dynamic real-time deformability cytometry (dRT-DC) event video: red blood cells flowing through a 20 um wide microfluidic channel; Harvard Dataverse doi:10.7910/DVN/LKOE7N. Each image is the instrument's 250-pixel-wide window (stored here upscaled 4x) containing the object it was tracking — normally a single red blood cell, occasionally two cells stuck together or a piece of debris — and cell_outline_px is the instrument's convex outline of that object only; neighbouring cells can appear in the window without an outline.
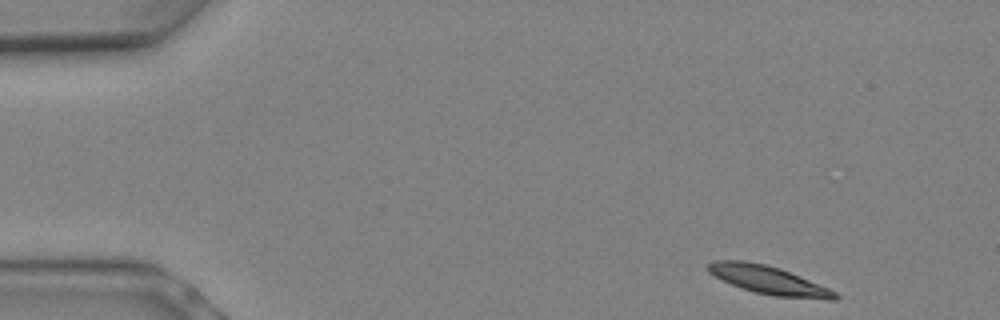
{"species": "Egyptian fruit bat (a non-hibernating species)", "species_latin": "Rousettus aegyptiacus", "temperature_condition": "warm", "stored_images_in_passage": 8, "camera_frame_rate_fps": 3000, "um_per_image_px": 0.085, "animal": {"sex": "female"}, "frame": {"image": 1, "passage_image": 1, "time_ms": 0.0, "image_size_px": [1000, 320], "cell_outline_px": [[840, 296], [836, 300], [828, 300], [772, 296], [756, 292], [732, 284], [708, 272], [708, 264], [712, 260], [744, 260], [764, 264], [780, 268], [828, 288], [836, 292]], "centroid_in_image_um": [65.36, 23.81], "position_along_channel_um": 19.6, "area_um2": 20.69}}
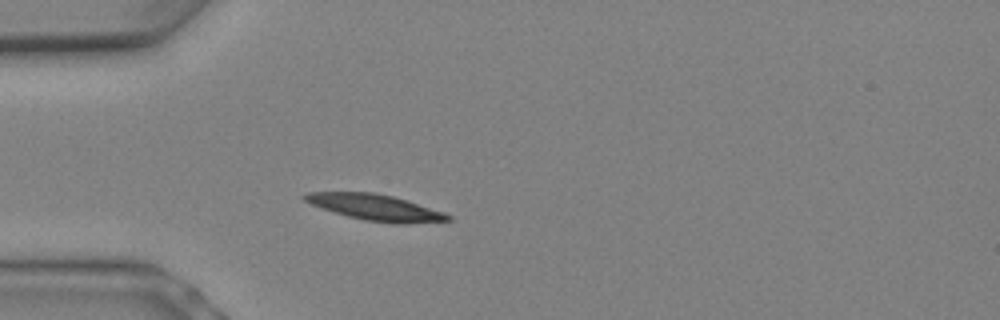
{"frame": {"image": 2, "passage_image": 5, "time_ms": 1.333, "image_size_px": [1000, 320], "cell_outline_px": [[452, 220], [400, 224], [396, 224], [364, 220], [348, 216], [312, 204], [304, 200], [300, 196], [308, 192], [376, 192], [392, 196], [444, 212], [452, 216]], "centroid_in_image_um": [31.92, 17.62], "position_along_channel_um": 53.1, "area_um2": 21.44}}
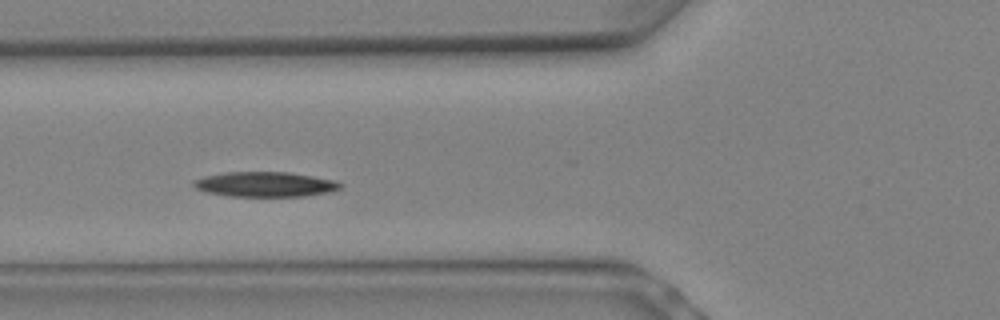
{"frame": {"image": 3, "passage_image": 7, "time_ms": 2.0, "image_size_px": [1000, 320], "cell_outline_px": [[344, 184], [340, 188], [328, 192], [304, 196], [228, 196], [208, 192], [196, 188], [192, 184], [192, 180], [204, 176], [224, 172], [288, 172], [336, 180]], "centroid_in_image_um": [22.53, 15.66], "position_along_channel_um": 103.3, "area_um2": 21.33}}